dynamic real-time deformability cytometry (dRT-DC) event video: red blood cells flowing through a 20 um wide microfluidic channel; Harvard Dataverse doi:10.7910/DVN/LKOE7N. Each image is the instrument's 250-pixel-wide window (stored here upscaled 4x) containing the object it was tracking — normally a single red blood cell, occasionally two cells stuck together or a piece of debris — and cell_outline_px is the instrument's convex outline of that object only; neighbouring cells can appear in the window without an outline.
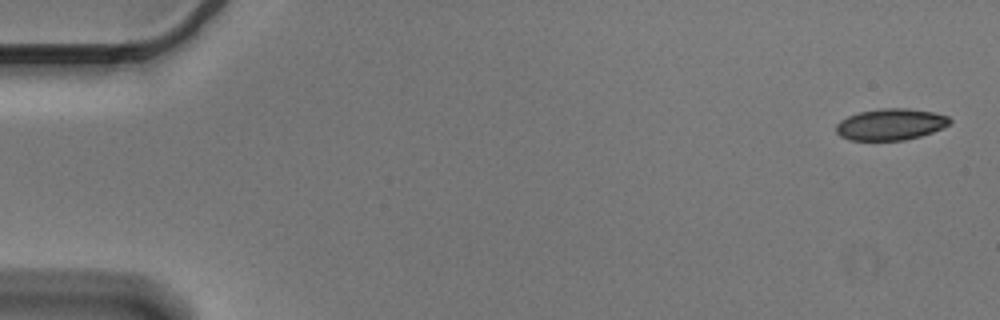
{"species": "Egyptian fruit bat (a non-hibernating species)", "species_latin": "Rousettus aegyptiacus", "temperature_condition": "cold", "stored_images_in_passage": 4, "camera_frame_rate_fps": 3000, "um_per_image_px": 0.085, "animal": {"sex": "male"}, "frame": {"image": 1, "passage_image": 1, "time_ms": 0.0, "image_size_px": [1000, 320], "cell_outline_px": [[952, 120], [948, 124], [932, 132], [920, 136], [904, 140], [848, 140], [840, 136], [836, 132], [836, 124], [840, 120], [848, 116], [860, 112], [880, 108], [908, 108], [932, 112], [948, 116]], "centroid_in_image_um": [75.67, 10.57], "position_along_channel_um": 9.3, "area_um2": 20.75}}
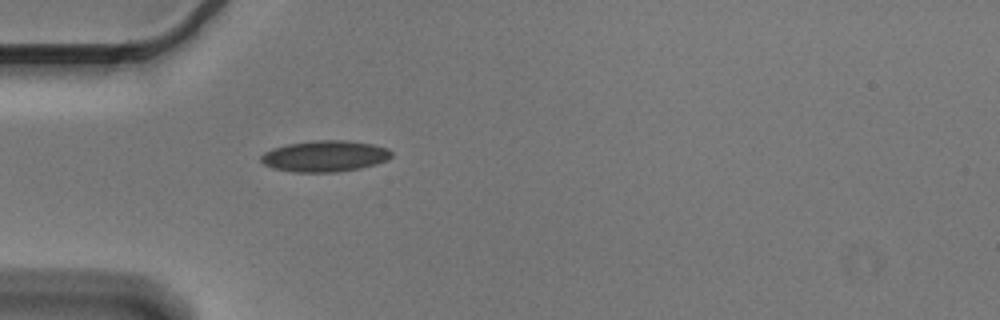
{"frame": {"image": 2, "passage_image": 4, "time_ms": 1.0, "image_size_px": [1000, 320], "cell_outline_px": [[392, 156], [388, 160], [376, 164], [360, 168], [336, 172], [292, 172], [272, 168], [264, 164], [260, 160], [260, 156], [264, 152], [272, 148], [288, 144], [316, 140], [348, 140], [372, 144], [388, 148], [392, 152]], "centroid_in_image_um": [27.61, 13.27], "position_along_channel_um": 57.4, "area_um2": 23.87}}